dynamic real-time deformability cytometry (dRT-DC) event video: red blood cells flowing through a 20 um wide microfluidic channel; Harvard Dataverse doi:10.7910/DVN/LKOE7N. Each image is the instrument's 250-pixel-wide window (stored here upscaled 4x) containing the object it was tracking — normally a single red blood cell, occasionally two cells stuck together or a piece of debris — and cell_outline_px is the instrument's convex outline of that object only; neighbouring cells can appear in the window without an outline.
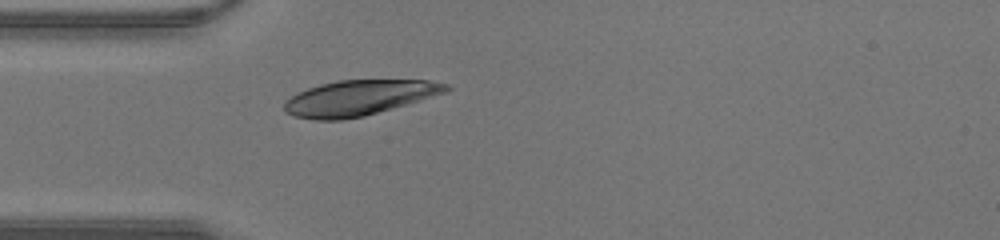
{"species": "human", "species_latin": "Homo sapiens", "temperature_condition": "warm", "stored_images_in_passage": 31, "camera_frame_rate_fps": 3000, "um_per_image_px": 0.085, "donor": {"sex": "male"}, "frame": {"image": 1, "passage_image": 1, "time_ms": 0.0, "image_size_px": [1000, 240], "cell_outline_px": [[452, 88], [448, 92], [364, 116], [340, 120], [312, 120], [296, 116], [284, 112], [284, 100], [308, 88], [320, 84], [340, 80], [432, 80], [448, 84]], "centroid_in_image_um": [30.53, 8.31], "position_along_channel_um": 54.5, "area_um2": 33.23}}
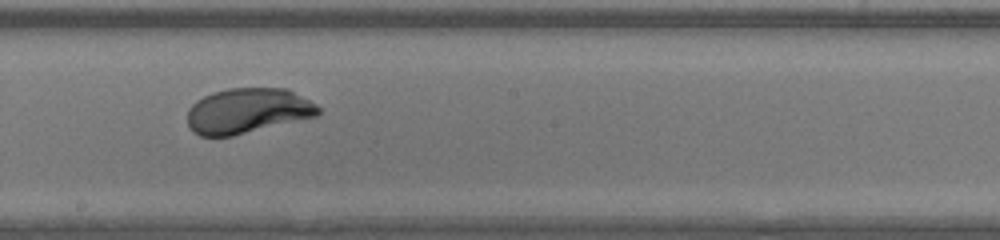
{"frame": {"image": 2, "passage_image": 12, "time_ms": 3.667, "image_size_px": [1000, 240], "cell_outline_px": [[320, 112], [316, 116], [232, 136], [200, 136], [188, 124], [188, 108], [196, 100], [212, 92], [228, 88], [288, 88], [316, 104], [320, 108]], "centroid_in_image_um": [21.05, 9.4], "position_along_channel_um": 227.2, "area_um2": 34.33}}
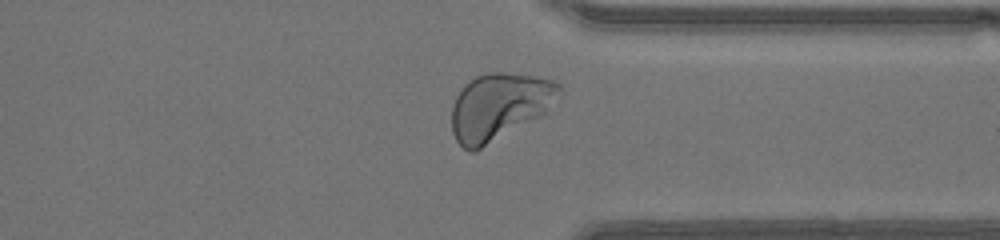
{"frame": {"image": 3, "passage_image": 21, "time_ms": 6.667, "image_size_px": [1000, 240], "cell_outline_px": [[560, 88], [544, 112], [540, 116], [476, 152], [468, 152], [456, 140], [452, 132], [452, 104], [456, 96], [464, 84], [476, 76], [488, 72], [504, 72], [532, 76], [556, 80], [560, 84]], "centroid_in_image_um": [42.36, 9.06], "position_along_channel_um": 369.0, "area_um2": 41.56}}